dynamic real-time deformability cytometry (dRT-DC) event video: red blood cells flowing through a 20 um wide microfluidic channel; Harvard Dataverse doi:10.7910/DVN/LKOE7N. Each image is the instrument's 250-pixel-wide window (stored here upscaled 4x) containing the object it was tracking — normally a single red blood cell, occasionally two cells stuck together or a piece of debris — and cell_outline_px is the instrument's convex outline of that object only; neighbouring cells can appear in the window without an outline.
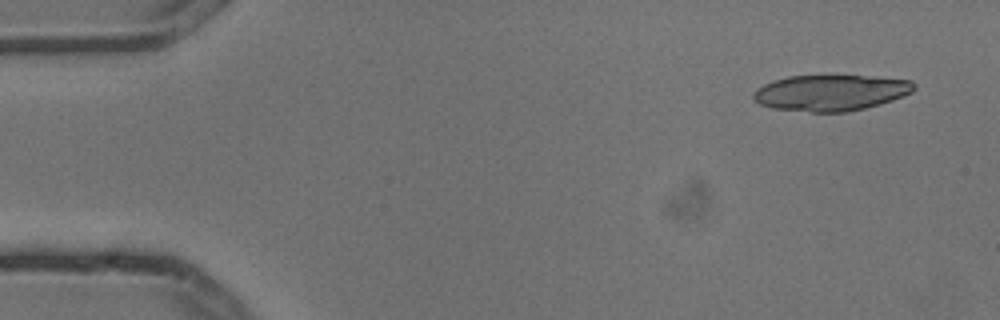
{"species": "common noctule bat (a hibernating species)", "species_latin": "Nyctalus noctula", "temperature_condition": "cold", "stored_images_in_passage": 8, "segment_of_instrument_passage": [1, 2], "camera_frame_rate_fps": 3000, "um_per_image_px": 0.085, "animal": {"sex": "male", "body_mass_g": 13.3}, "frame": {"image": 1, "passage_image": 1, "time_ms": 0.0, "image_size_px": [1000, 320], "cell_outline_px": [[916, 88], [912, 92], [904, 96], [880, 104], [848, 112], [812, 112], [772, 108], [760, 104], [752, 96], [752, 92], [756, 88], [772, 80], [788, 76], [876, 76], [912, 80], [916, 84]], "centroid_in_image_um": [70.63, 7.88], "position_along_channel_um": 14.4, "area_um2": 33.93}}